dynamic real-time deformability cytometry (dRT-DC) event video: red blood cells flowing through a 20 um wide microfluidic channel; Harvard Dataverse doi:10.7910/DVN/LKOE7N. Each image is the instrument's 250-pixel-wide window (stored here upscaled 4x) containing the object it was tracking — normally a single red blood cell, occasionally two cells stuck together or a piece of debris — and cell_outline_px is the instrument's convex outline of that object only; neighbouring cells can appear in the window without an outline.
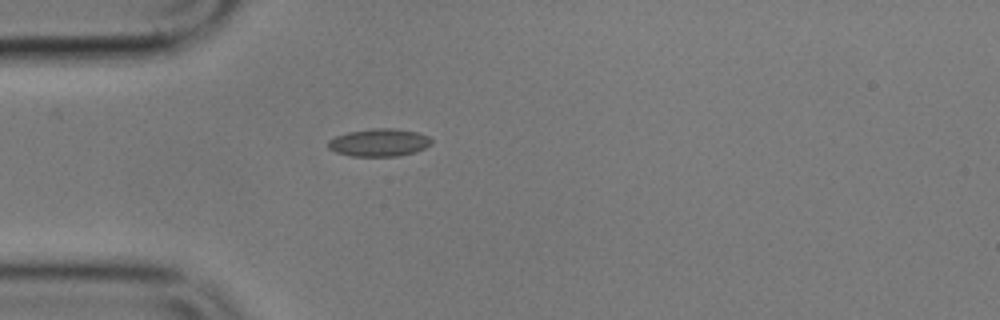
{"species": "common noctule bat (a hibernating species)", "species_latin": "Nyctalus noctula", "temperature_condition": "cold", "stored_images_in_passage": 6, "camera_frame_rate_fps": 3000, "um_per_image_px": 0.085, "animal": {"sex": "male", "body_mass_g": 17.9}, "frame": {"image": 1, "passage_image": 6, "time_ms": 6.667, "image_size_px": [1000, 320], "cell_outline_px": [[432, 144], [416, 152], [396, 156], [352, 156], [336, 152], [328, 148], [328, 140], [336, 136], [348, 132], [372, 128], [396, 128], [416, 132], [428, 136], [432, 140]], "centroid_in_image_um": [32.23, 12.11], "position_along_channel_um": 52.8, "area_um2": 16.7}}